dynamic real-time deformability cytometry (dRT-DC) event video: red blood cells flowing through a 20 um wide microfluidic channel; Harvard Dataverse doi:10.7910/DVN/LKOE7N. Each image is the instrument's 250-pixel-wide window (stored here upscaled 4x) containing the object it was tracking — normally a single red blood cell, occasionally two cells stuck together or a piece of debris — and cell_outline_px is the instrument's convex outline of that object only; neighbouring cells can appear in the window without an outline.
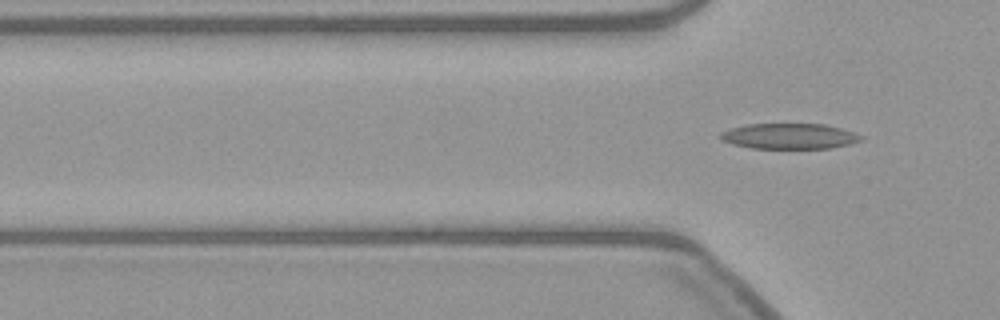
{"species": "common noctule bat (a hibernating species)", "species_latin": "Nyctalus noctula", "temperature_condition": "warm", "stored_images_in_passage": 2, "camera_frame_rate_fps": 3000, "um_per_image_px": 0.085, "animal": {"sex": "female", "body_mass_g": 21.9}, "frame": {"image": 1, "passage_image": 2, "time_ms": 0.333, "image_size_px": [1000, 320], "cell_outline_px": [[864, 140], [832, 148], [752, 148], [732, 144], [724, 140], [720, 136], [720, 132], [732, 128], [748, 124], [824, 124], [840, 128], [864, 136]], "centroid_in_image_um": [67.13, 11.57], "position_along_channel_um": 58.7, "area_um2": 20.75}}